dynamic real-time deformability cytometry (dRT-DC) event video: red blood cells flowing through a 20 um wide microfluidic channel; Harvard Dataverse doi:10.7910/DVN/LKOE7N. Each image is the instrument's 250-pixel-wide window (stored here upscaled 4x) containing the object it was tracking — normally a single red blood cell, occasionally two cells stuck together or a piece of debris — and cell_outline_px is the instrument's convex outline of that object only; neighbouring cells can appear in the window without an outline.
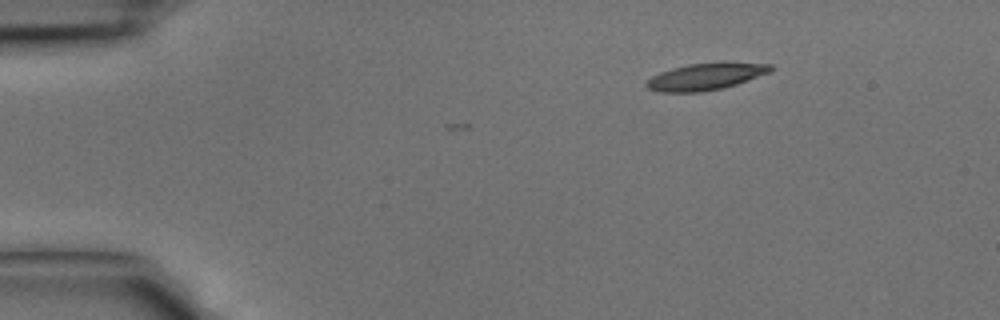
{"species": "common noctule bat (a hibernating species)", "species_latin": "Nyctalus noctula", "temperature_condition": "cold", "stored_images_in_passage": 14, "camera_frame_rate_fps": 3000, "um_per_image_px": 0.085, "animal": {"sex": "male", "body_mass_g": 15.6}, "frame": {"image": 1, "passage_image": 1, "time_ms": 0.0, "image_size_px": [1000, 320], "cell_outline_px": [[772, 72], [724, 88], [700, 92], [660, 92], [648, 88], [644, 84], [652, 76], [660, 72], [672, 68], [688, 64], [720, 60], [772, 64]], "centroid_in_image_um": [60.04, 6.47], "position_along_channel_um": 25.0, "area_um2": 20.0}}
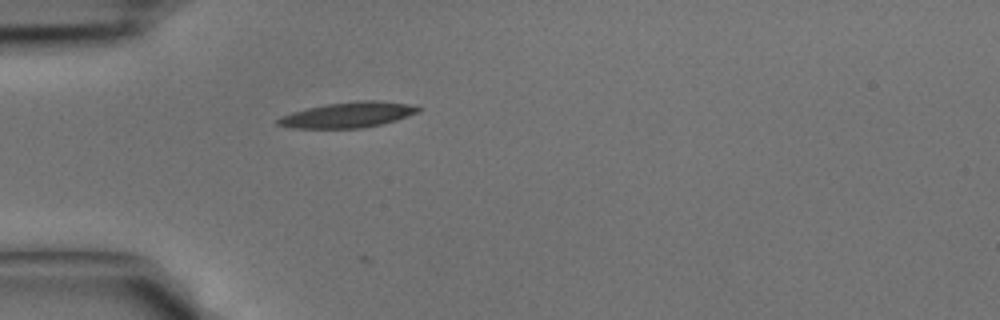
{"frame": {"image": 2, "passage_image": 7, "time_ms": 2.0, "image_size_px": [1000, 320], "cell_outline_px": [[420, 112], [396, 120], [364, 128], [292, 128], [276, 124], [276, 120], [280, 116], [292, 112], [308, 108], [328, 104], [360, 100], [380, 100], [408, 104], [420, 108]], "centroid_in_image_um": [29.57, 9.76], "position_along_channel_um": 55.4, "area_um2": 20.75}}